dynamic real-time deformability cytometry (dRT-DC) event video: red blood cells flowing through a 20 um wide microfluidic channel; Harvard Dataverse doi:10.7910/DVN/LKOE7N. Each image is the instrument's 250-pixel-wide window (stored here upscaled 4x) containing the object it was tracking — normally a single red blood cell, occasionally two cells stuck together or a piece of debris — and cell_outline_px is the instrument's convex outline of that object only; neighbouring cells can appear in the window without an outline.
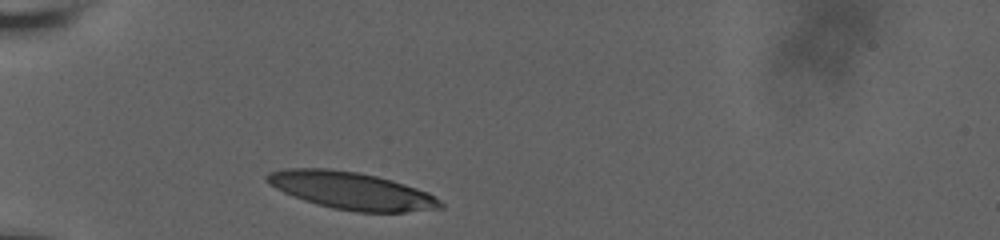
{"species": "human", "species_latin": "Homo sapiens", "temperature_condition": "room temperature", "stored_images_in_passage": 26, "camera_frame_rate_fps": 3000, "um_per_image_px": 0.085, "donor": {"sex": "male"}, "frame": {"image": 1, "passage_image": 1, "time_ms": 0.0, "image_size_px": [1000, 240], "cell_outline_px": [[444, 208], [404, 212], [356, 212], [332, 208], [316, 204], [292, 196], [268, 184], [264, 180], [264, 176], [268, 172], [284, 168], [328, 168], [356, 172], [376, 176], [392, 180], [428, 192], [440, 200], [444, 204]], "centroid_in_image_um": [29.84, 16.2], "position_along_channel_um": 55.2, "area_um2": 37.92}}
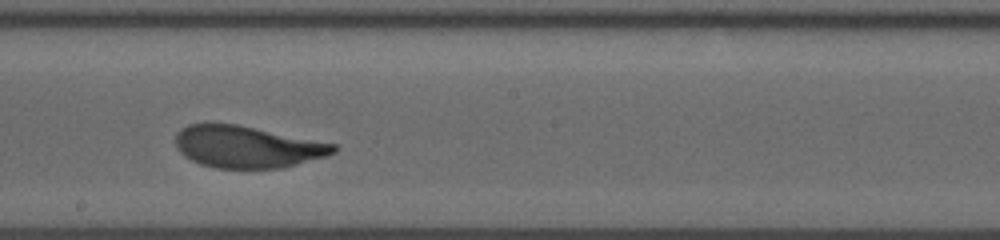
{"frame": {"image": 2, "passage_image": 15, "time_ms": 5.333, "image_size_px": [1000, 240], "cell_outline_px": [[340, 148], [336, 152], [324, 156], [284, 168], [216, 168], [200, 164], [184, 156], [180, 152], [176, 144], [176, 132], [180, 128], [188, 124], [236, 124], [336, 144]], "centroid_in_image_um": [21.0, 12.48], "position_along_channel_um": 227.2, "area_um2": 38.38}}
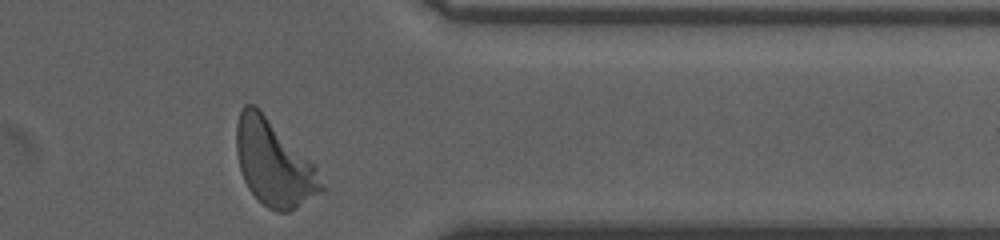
{"frame": {"image": 3, "passage_image": 26, "time_ms": 10.0, "image_size_px": [1000, 240], "cell_outline_px": [[324, 192], [288, 212], [276, 212], [268, 208], [248, 188], [244, 180], [240, 168], [236, 152], [236, 124], [240, 112], [244, 104], [256, 104], [316, 164], [324, 184]], "centroid_in_image_um": [23.31, 13.84], "position_along_channel_um": 388.1, "area_um2": 42.95}, "authors_computed_cell_mechanics": {"area_um2": 39.1595, "velocity_mm_per_s": 3.6104, "shape_relaxation_time_tau1_ms": 2.9487, "shape_relaxation_time_tau2_ms": null, "deformation_change_tau1": 0.1593, "deformation_change_tau2": null}}